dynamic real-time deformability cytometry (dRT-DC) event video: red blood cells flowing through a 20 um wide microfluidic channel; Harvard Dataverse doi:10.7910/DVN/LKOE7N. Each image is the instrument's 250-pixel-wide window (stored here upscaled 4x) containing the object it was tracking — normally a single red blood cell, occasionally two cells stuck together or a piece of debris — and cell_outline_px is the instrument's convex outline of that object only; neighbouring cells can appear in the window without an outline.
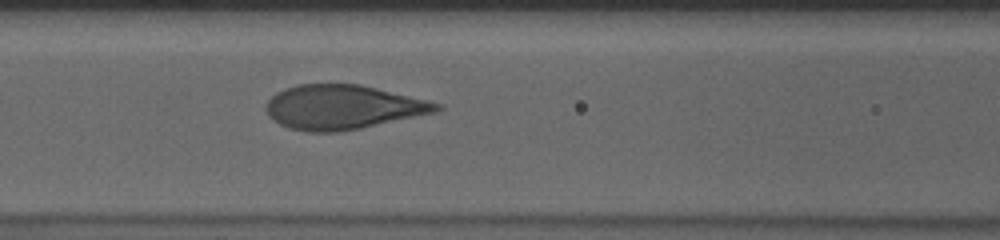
{"species": "human", "species_latin": "Homo sapiens", "temperature_condition": "cold", "stored_images_in_passage": 39, "camera_frame_rate_fps": 3000, "um_per_image_px": 0.085, "donor": {"sex": "male"}, "frame": {"image": 1, "passage_image": 7, "time_ms": 2.0, "image_size_px": [1000, 240], "cell_outline_px": [[444, 108], [436, 112], [360, 128], [340, 132], [308, 132], [288, 128], [280, 124], [268, 116], [264, 108], [264, 104], [276, 92], [284, 88], [300, 84], [360, 84], [428, 100], [444, 104]], "centroid_in_image_um": [29.11, 9.11], "position_along_channel_um": 137.5, "area_um2": 44.22}}
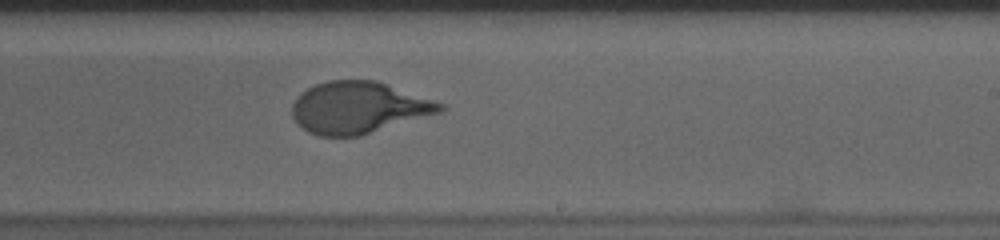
{"frame": {"image": 2, "passage_image": 17, "time_ms": 5.333, "image_size_px": [1000, 240], "cell_outline_px": [[448, 108], [444, 112], [360, 136], [320, 136], [308, 132], [292, 116], [292, 104], [296, 96], [308, 88], [316, 84], [328, 80], [376, 80], [448, 104]], "centroid_in_image_um": [30.56, 9.14], "position_along_channel_um": 258.4, "area_um2": 45.14}}
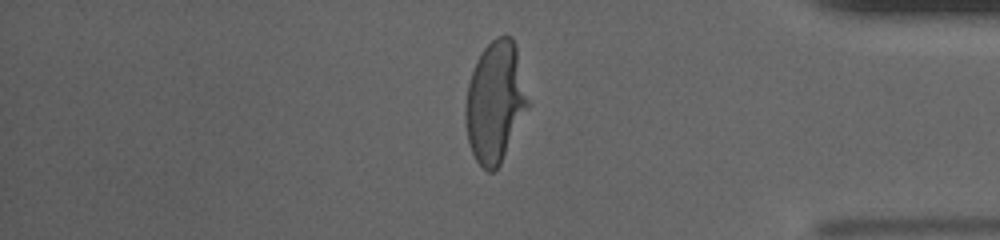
{"frame": {"image": 3, "passage_image": 30, "time_ms": 9.667, "image_size_px": [1000, 240], "cell_outline_px": [[528, 108], [500, 164], [492, 172], [488, 172], [476, 160], [472, 152], [468, 140], [464, 116], [464, 108], [468, 84], [476, 60], [480, 52], [496, 36], [512, 36], [516, 44], [528, 100]], "centroid_in_image_um": [42.07, 8.64], "position_along_channel_um": 393.1, "area_um2": 43.81}, "authors_computed_cell_mechanics": {"area_um2": 45.1418, "velocity_mm_per_s": 3.6467, "shape_relaxation_time_tau1_ms": 4.1251, "shape_relaxation_time_tau2_ms": null, "deformation_change_tau1": 0.2061, "deformation_change_tau2": null}}